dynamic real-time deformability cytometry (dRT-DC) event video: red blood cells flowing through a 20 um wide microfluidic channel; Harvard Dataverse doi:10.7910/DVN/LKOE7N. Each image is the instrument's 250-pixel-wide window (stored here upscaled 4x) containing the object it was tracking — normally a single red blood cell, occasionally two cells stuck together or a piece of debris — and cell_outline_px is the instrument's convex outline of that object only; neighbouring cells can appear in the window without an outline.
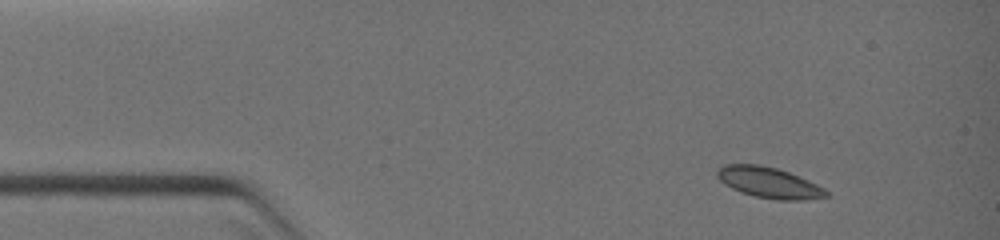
{"species": "common noctule bat (a hibernating species)", "species_latin": "Nyctalus noctula", "temperature_condition": "warm", "stored_images_in_passage": 3, "camera_frame_rate_fps": 3000, "um_per_image_px": 0.085, "animal": {"sex": "female", "body_mass_g": 19.0, "forearm_length_mm": 51.5}, "frame": {"image": 1, "passage_image": 1, "time_ms": 0.0, "image_size_px": [1000, 240], "cell_outline_px": [[828, 196], [808, 200], [776, 200], [756, 196], [740, 192], [724, 184], [716, 176], [716, 172], [724, 164], [760, 164], [776, 168], [788, 172], [808, 180], [824, 188], [828, 192]], "centroid_in_image_um": [65.36, 15.52], "position_along_channel_um": 19.6, "area_um2": 19.54}}
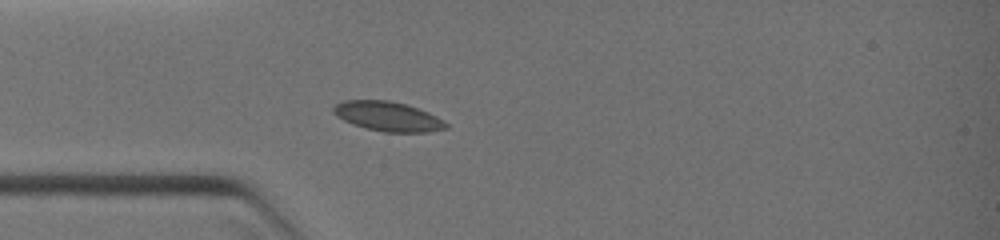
{"frame": {"image": 2, "passage_image": 3, "time_ms": 2.0, "image_size_px": [1000, 240], "cell_outline_px": [[448, 128], [428, 132], [384, 132], [364, 128], [352, 124], [336, 116], [332, 112], [332, 108], [336, 104], [344, 100], [388, 100], [404, 104], [428, 112], [444, 120], [448, 124]], "centroid_in_image_um": [32.95, 9.9], "position_along_channel_um": 52.0, "area_um2": 19.42}}